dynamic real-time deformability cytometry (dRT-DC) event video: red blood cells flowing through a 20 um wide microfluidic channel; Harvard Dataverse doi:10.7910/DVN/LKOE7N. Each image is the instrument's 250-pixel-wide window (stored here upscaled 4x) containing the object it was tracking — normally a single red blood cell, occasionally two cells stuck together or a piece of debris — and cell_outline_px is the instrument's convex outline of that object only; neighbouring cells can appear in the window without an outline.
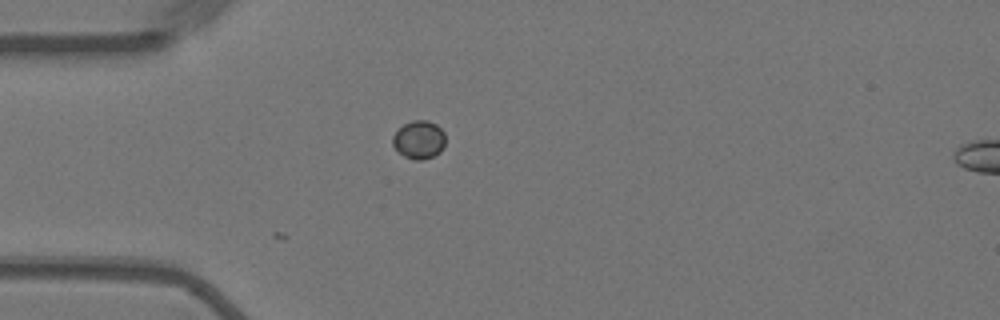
{"species": "Egyptian fruit bat (a non-hibernating species)", "species_latin": "Rousettus aegyptiacus", "temperature_condition": "warm", "stored_images_in_passage": 2, "camera_frame_rate_fps": 3000, "um_per_image_px": 0.085, "animal": {"sex": "female"}, "frame": {"image": 1, "passage_image": 2, "time_ms": 0.333, "image_size_px": [1000, 320], "cell_outline_px": [[444, 148], [440, 152], [424, 160], [416, 160], [404, 156], [392, 144], [392, 136], [404, 124], [412, 120], [428, 120], [436, 124], [444, 132]], "centroid_in_image_um": [35.62, 11.87], "position_along_channel_um": 49.4, "area_um2": 11.68}}